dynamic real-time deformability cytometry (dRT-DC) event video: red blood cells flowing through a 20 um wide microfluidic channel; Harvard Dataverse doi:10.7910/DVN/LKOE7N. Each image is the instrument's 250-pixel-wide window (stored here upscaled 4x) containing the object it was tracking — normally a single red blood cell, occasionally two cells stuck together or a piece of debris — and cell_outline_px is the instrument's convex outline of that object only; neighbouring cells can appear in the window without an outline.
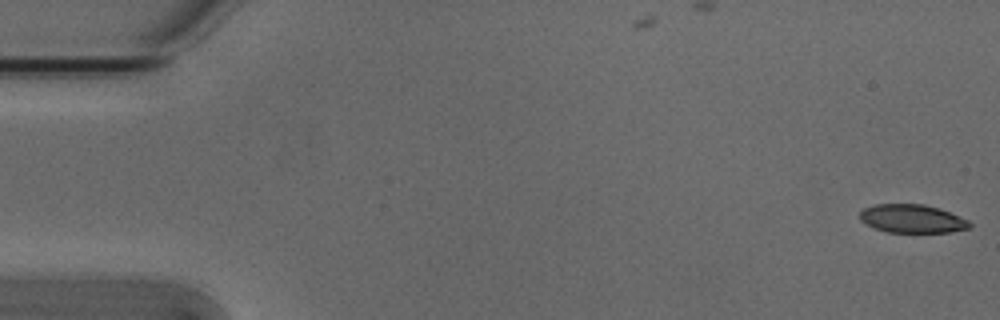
{"species": "Egyptian fruit bat (a non-hibernating species)", "species_latin": "Rousettus aegyptiacus", "temperature_condition": "cold", "stored_images_in_passage": 6, "camera_frame_rate_fps": 3000, "um_per_image_px": 0.085, "animal": {"sex": "male"}, "frame": {"image": 1, "passage_image": 1, "time_ms": 0.0, "image_size_px": [1000, 320], "cell_outline_px": [[972, 228], [952, 232], [888, 232], [876, 228], [860, 220], [860, 212], [864, 208], [876, 204], [924, 204], [940, 208], [968, 220], [972, 224]], "centroid_in_image_um": [77.58, 18.59], "position_along_channel_um": 7.4, "area_um2": 18.15}}